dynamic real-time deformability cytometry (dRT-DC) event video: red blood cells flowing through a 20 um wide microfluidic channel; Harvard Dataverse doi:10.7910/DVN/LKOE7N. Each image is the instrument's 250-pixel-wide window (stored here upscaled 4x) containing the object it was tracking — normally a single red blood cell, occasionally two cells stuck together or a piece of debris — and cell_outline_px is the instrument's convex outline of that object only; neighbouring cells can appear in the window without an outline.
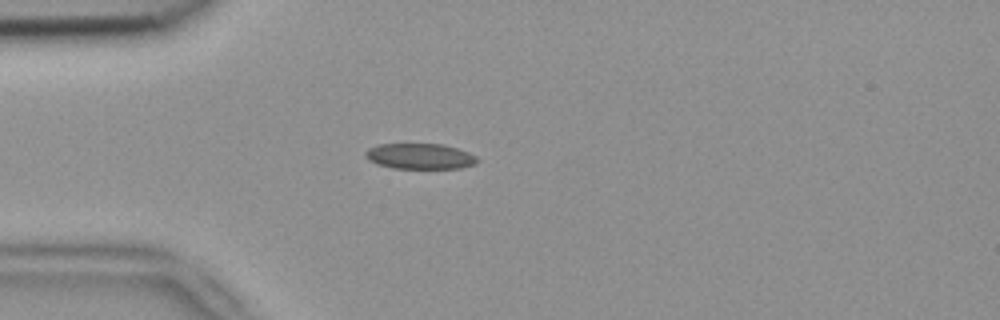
{"species": "common noctule bat (a hibernating species)", "species_latin": "Nyctalus noctula", "temperature_condition": "room temperature", "stored_images_in_passage": 2, "camera_frame_rate_fps": 3000, "um_per_image_px": 0.085, "animal": {"sex": "female", "body_mass_g": 18.4}, "frame": {"image": 1, "passage_image": 1, "time_ms": 0.0, "image_size_px": [1000, 320], "cell_outline_px": [[480, 160], [476, 164], [460, 168], [392, 168], [376, 164], [368, 160], [364, 156], [364, 152], [368, 148], [380, 144], [440, 144], [456, 148], [468, 152], [476, 156]], "centroid_in_image_um": [35.67, 13.29], "position_along_channel_um": 49.3, "area_um2": 16.76}}